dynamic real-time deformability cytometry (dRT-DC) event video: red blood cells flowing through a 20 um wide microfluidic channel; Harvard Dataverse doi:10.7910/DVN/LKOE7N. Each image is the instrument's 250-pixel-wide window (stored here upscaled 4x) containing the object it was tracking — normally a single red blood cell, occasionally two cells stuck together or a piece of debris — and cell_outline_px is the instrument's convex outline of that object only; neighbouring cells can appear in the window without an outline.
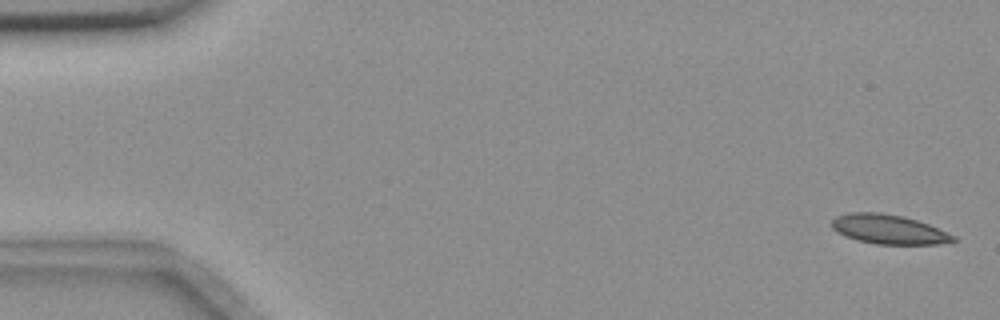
{"species": "common noctule bat (a hibernating species)", "species_latin": "Nyctalus noctula", "temperature_condition": "room temperature", "stored_images_in_passage": 5, "camera_frame_rate_fps": 3000, "um_per_image_px": 0.085, "animal": {"sex": "female", "body_mass_g": 18.4}, "frame": {"image": 1, "passage_image": 1, "time_ms": 0.0, "image_size_px": [1000, 320], "cell_outline_px": [[960, 240], [940, 244], [876, 244], [856, 240], [844, 236], [836, 232], [832, 228], [832, 220], [836, 216], [848, 212], [880, 212], [904, 216], [928, 224], [956, 236]], "centroid_in_image_um": [75.53, 19.49], "position_along_channel_um": 9.5, "area_um2": 21.04}}